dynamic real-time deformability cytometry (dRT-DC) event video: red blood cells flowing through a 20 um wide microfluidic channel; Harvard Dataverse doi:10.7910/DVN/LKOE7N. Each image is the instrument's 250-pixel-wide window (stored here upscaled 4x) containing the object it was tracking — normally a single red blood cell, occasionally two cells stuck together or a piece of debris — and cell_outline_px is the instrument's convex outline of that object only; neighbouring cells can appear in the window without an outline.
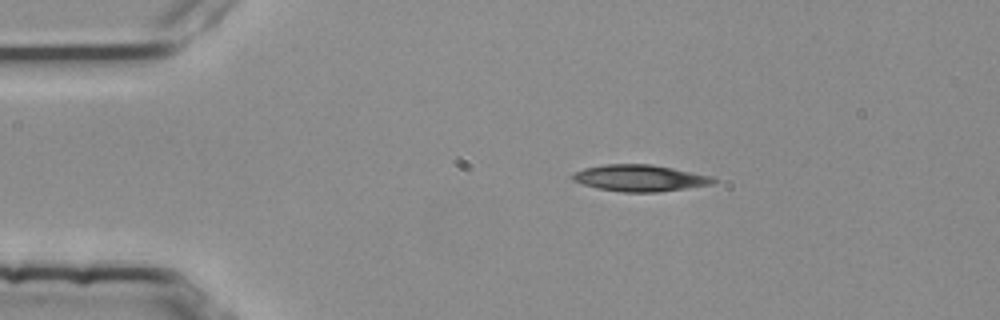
{"species": "common noctule bat (a hibernating species)", "species_latin": "Nyctalus noctula", "temperature_condition": "room temperature", "stored_images_in_passage": 2, "camera_frame_rate_fps": 3000, "um_per_image_px": 0.085, "animal": {"sex": "female", "body_mass_g": 25.1}, "frame": {"image": 1, "passage_image": 1, "time_ms": 0.0, "image_size_px": [1000, 320], "cell_outline_px": [[716, 180], [712, 184], [656, 192], [624, 192], [596, 188], [572, 180], [572, 176], [576, 172], [584, 168], [604, 164], [652, 164], [712, 176]], "centroid_in_image_um": [54.37, 15.13], "position_along_channel_um": 30.6, "area_um2": 21.5}}